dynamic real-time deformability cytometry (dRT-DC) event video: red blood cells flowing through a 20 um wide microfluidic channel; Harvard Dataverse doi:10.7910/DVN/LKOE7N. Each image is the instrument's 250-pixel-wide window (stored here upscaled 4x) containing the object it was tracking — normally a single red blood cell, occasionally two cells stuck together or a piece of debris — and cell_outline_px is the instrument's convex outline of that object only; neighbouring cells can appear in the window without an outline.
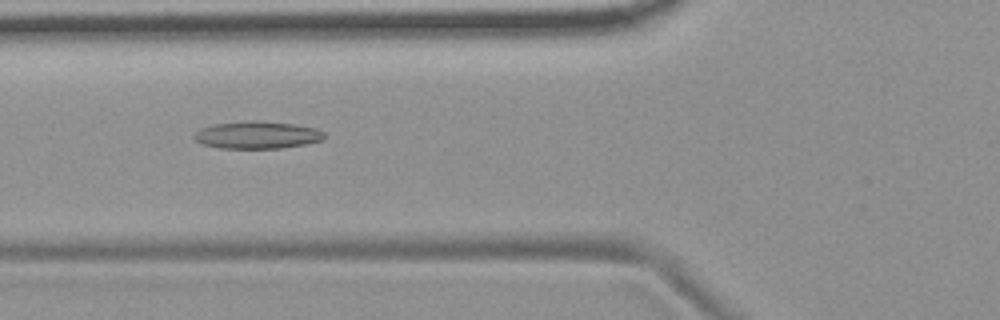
{"species": "common noctule bat (a hibernating species)", "species_latin": "Nyctalus noctula", "temperature_condition": "room temperature", "stored_images_in_passage": 54, "camera_frame_rate_fps": 3000, "um_per_image_px": 0.085, "animal": {"sex": "female", "body_mass_g": 19.9}, "frame": {"image": 1, "passage_image": 21, "time_ms": 6.667, "image_size_px": [1000, 320], "cell_outline_px": [[324, 140], [304, 144], [280, 148], [220, 148], [200, 144], [192, 136], [200, 128], [212, 124], [252, 120], [296, 124], [316, 128], [324, 132]], "centroid_in_image_um": [21.84, 11.47], "position_along_channel_um": 104.0, "area_um2": 20.87}}
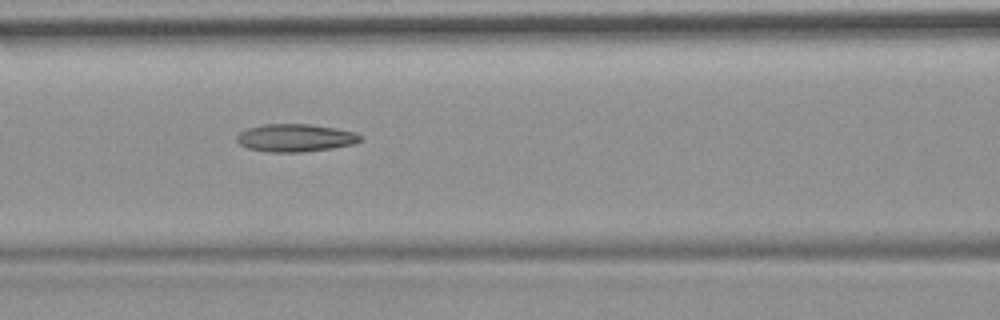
{"frame": {"image": 2, "passage_image": 24, "time_ms": 7.667, "image_size_px": [1000, 320], "cell_outline_px": [[360, 140], [356, 144], [332, 148], [300, 152], [268, 152], [248, 148], [240, 144], [236, 140], [236, 136], [240, 132], [248, 128], [264, 124], [308, 124], [336, 128], [356, 132], [360, 136]], "centroid_in_image_um": [25.1, 11.72], "position_along_channel_um": 141.5, "area_um2": 19.94}}
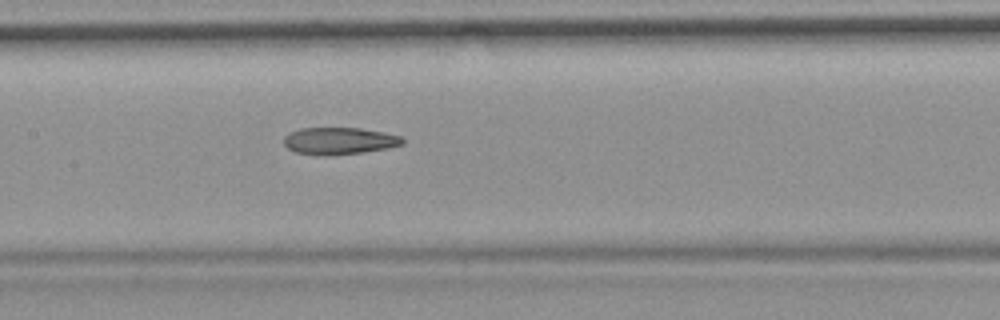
{"frame": {"image": 3, "passage_image": 27, "time_ms": 8.667, "image_size_px": [1000, 320], "cell_outline_px": [[404, 144], [388, 148], [360, 152], [324, 156], [296, 152], [288, 148], [284, 144], [284, 136], [288, 132], [300, 128], [360, 128], [384, 132], [400, 136], [404, 140]], "centroid_in_image_um": [28.82, 11.97], "position_along_channel_um": 178.6, "area_um2": 18.67}, "authors_computed_cell_mechanics": {"area_um2": 20.2011, "velocity_mm_per_s": 3.7165, "shape_relaxation_time_tau1_ms": null, "shape_relaxation_time_tau2_ms": 3.7678, "deformation_change_tau1": null, "deformation_change_tau2": 0.14}}